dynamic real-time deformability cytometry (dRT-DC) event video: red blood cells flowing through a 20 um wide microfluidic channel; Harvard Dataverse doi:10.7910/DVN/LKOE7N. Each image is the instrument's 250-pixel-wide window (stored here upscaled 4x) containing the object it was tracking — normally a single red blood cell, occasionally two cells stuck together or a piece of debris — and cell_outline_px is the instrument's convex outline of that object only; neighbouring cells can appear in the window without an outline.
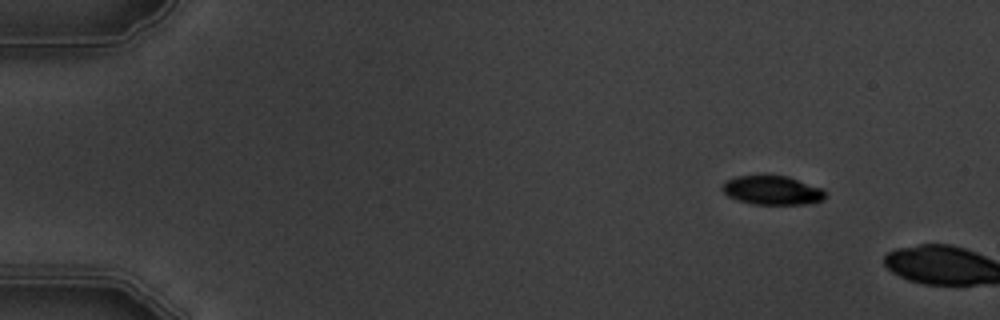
{"species": "common noctule bat (a hibernating species)", "species_latin": "Nyctalus noctula", "temperature_condition": "warm", "stored_images_in_passage": 3, "camera_frame_rate_fps": 3000, "um_per_image_px": 0.085, "animal": {"sex": "male", "body_mass_g": 19.5, "forearm_length_mm": 54.6}, "frame": {"image": 1, "passage_image": 2, "time_ms": 1.0, "image_size_px": [1000, 320], "cell_outline_px": [[828, 192], [824, 200], [812, 204], [752, 204], [736, 200], [728, 196], [720, 188], [724, 180], [736, 176], [788, 176], [820, 188]], "centroid_in_image_um": [65.63, 16.19], "position_along_channel_um": 19.4, "area_um2": 17.57}}